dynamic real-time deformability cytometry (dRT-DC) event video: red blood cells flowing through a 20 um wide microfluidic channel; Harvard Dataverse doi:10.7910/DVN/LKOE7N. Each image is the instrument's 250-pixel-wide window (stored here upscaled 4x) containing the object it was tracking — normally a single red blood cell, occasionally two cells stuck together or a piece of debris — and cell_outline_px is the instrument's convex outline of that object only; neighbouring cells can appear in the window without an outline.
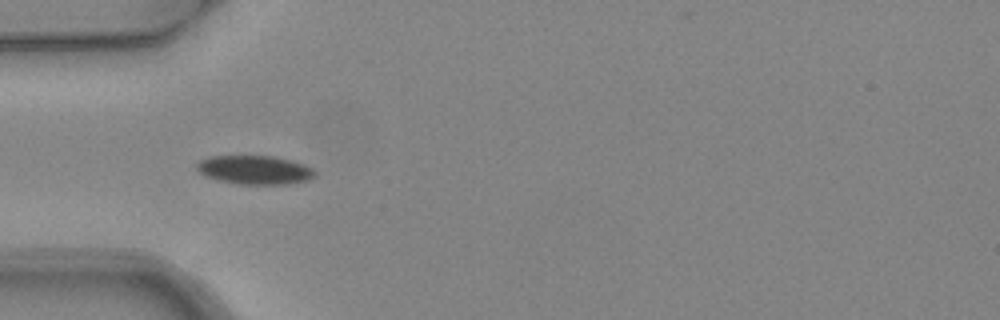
{"species": "common noctule bat (a hibernating species)", "species_latin": "Nyctalus noctula", "temperature_condition": "warm", "stored_images_in_passage": 2, "camera_frame_rate_fps": 3000, "um_per_image_px": 0.085, "animal": {"sex": "female", "body_mass_g": 24.6, "forearm_length_mm": 56.2}, "frame": {"image": 1, "passage_image": 1, "time_ms": 0.0, "image_size_px": [1000, 320], "cell_outline_px": [[316, 176], [308, 180], [288, 184], [236, 184], [220, 180], [208, 176], [200, 172], [196, 168], [196, 164], [200, 160], [208, 156], [272, 156], [292, 160], [304, 164], [312, 168], [316, 172]], "centroid_in_image_um": [21.68, 14.44], "position_along_channel_um": 63.3, "area_um2": 19.83}}
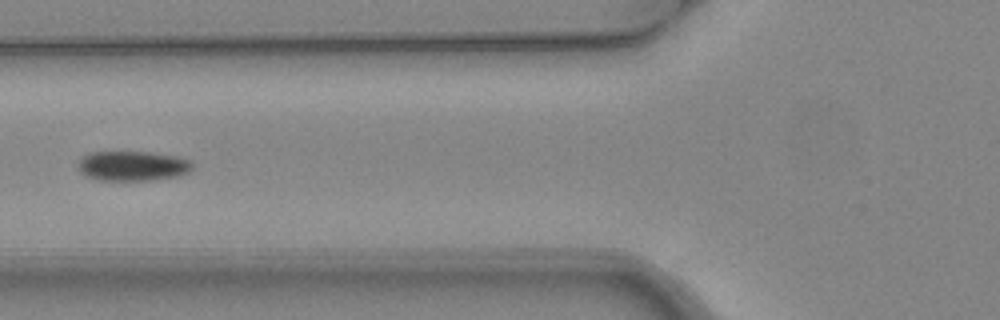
{"frame": {"image": 2, "passage_image": 2, "time_ms": 0.333, "image_size_px": [1000, 320], "cell_outline_px": [[192, 168], [188, 172], [180, 176], [152, 180], [96, 180], [84, 176], [76, 168], [76, 164], [84, 156], [92, 152], [152, 152], [180, 156], [188, 160], [192, 164]], "centroid_in_image_um": [11.25, 14.11], "position_along_channel_um": 114.5, "area_um2": 20.17}}